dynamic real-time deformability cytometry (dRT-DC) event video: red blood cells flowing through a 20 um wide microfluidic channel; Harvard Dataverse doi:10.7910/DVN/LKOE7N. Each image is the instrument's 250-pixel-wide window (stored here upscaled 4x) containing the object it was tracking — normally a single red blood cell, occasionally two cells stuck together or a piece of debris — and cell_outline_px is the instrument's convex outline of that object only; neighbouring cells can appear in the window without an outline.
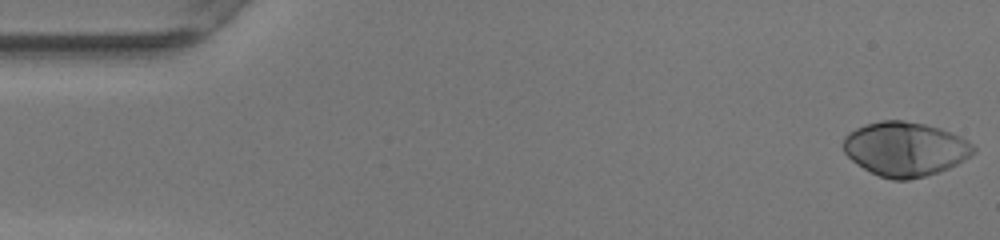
{"species": "human", "species_latin": "Homo sapiens", "temperature_condition": "warm", "stored_images_in_passage": 49, "camera_frame_rate_fps": 3000, "um_per_image_px": 0.085, "donor": {"sex": "female"}, "frame": {"image": 1, "passage_image": 1, "time_ms": 0.0, "image_size_px": [1000, 240], "cell_outline_px": [[976, 152], [964, 160], [940, 172], [908, 180], [892, 180], [880, 176], [856, 164], [844, 152], [844, 136], [848, 132], [864, 124], [880, 120], [904, 120], [924, 124], [940, 128], [960, 136], [968, 140], [976, 148]], "centroid_in_image_um": [76.94, 12.66], "position_along_channel_um": 8.1, "area_um2": 41.27}}
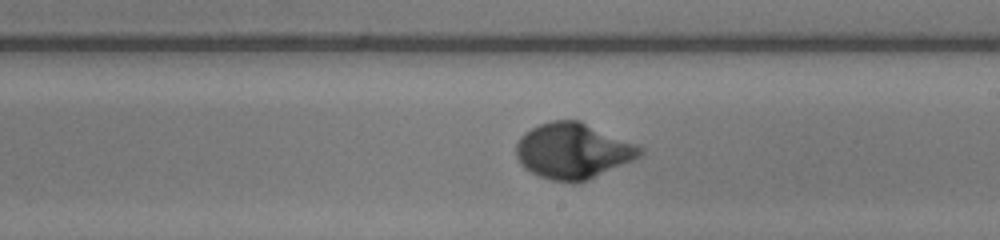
{"frame": {"image": 2, "passage_image": 28, "time_ms": 9.0, "image_size_px": [1000, 240], "cell_outline_px": [[644, 152], [640, 156], [632, 160], [588, 180], [572, 184], [552, 180], [540, 176], [524, 168], [520, 164], [516, 156], [516, 144], [520, 136], [524, 132], [540, 124], [552, 120], [580, 120], [636, 144], [644, 148]], "centroid_in_image_um": [48.69, 12.83], "position_along_channel_um": 240.3, "area_um2": 40.29}}
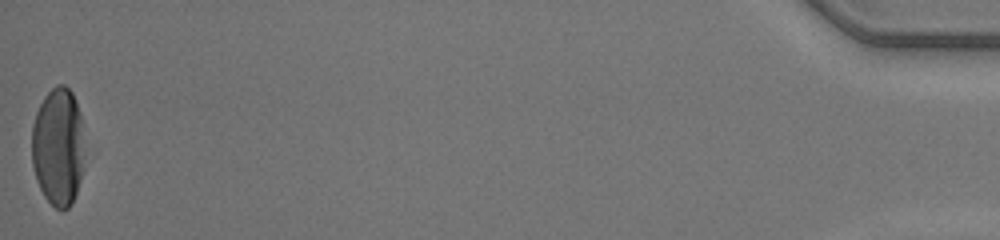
{"frame": {"image": 3, "passage_image": 49, "time_ms": 16.0, "image_size_px": [1000, 240], "cell_outline_px": [[80, 180], [72, 204], [64, 212], [56, 208], [44, 196], [36, 180], [32, 164], [32, 124], [36, 112], [44, 96], [56, 84], [64, 84], [72, 92], [80, 112]], "centroid_in_image_um": [4.87, 12.47], "position_along_channel_um": 430.3, "area_um2": 35.55}, "authors_computed_cell_mechanics": {"area_um2": 39.2462, "velocity_mm_per_s": 4.2063, "shape_relaxation_time_tau1_ms": 3.0958, "shape_relaxation_time_tau2_ms": null, "deformation_change_tau1": 0.2217, "deformation_change_tau2": null}}